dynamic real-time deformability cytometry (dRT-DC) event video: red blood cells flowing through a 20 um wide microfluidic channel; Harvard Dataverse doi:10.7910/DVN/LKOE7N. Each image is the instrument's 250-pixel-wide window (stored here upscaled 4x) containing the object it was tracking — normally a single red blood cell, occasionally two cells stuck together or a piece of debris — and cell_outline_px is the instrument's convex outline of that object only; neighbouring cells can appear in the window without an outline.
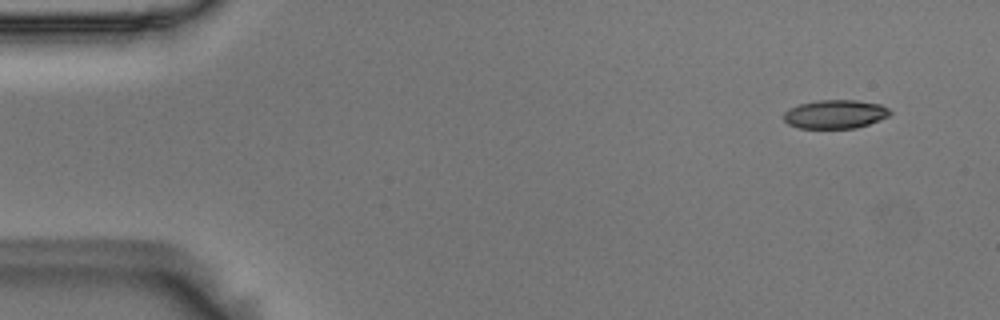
{"species": "Egyptian fruit bat (a non-hibernating species)", "species_latin": "Rousettus aegyptiacus", "temperature_condition": "room temperature", "stored_images_in_passage": 51, "camera_frame_rate_fps": 3000, "um_per_image_px": 0.085, "animal": {"sex": "male"}, "frame": {"image": 1, "passage_image": 1, "time_ms": 0.0, "image_size_px": [1000, 320], "cell_outline_px": [[892, 112], [888, 116], [868, 124], [856, 128], [800, 128], [788, 124], [784, 120], [784, 112], [788, 108], [800, 104], [816, 100], [856, 100], [880, 104], [888, 108]], "centroid_in_image_um": [70.97, 9.7], "position_along_channel_um": 14.0, "area_um2": 17.74}}
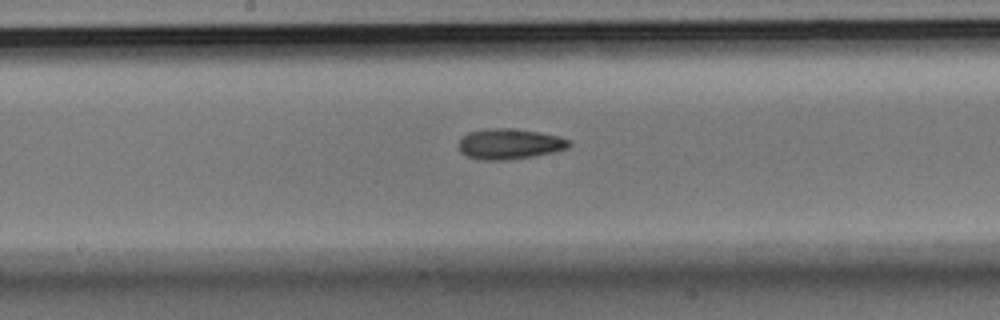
{"frame": {"image": 2, "passage_image": 25, "time_ms": 8.0, "image_size_px": [1000, 320], "cell_outline_px": [[572, 144], [568, 148], [552, 152], [532, 156], [508, 160], [484, 160], [468, 156], [460, 152], [460, 140], [468, 132], [492, 128], [512, 128], [540, 132], [560, 136], [572, 140]], "centroid_in_image_um": [43.37, 12.23], "position_along_channel_um": 204.8, "area_um2": 19.59}}
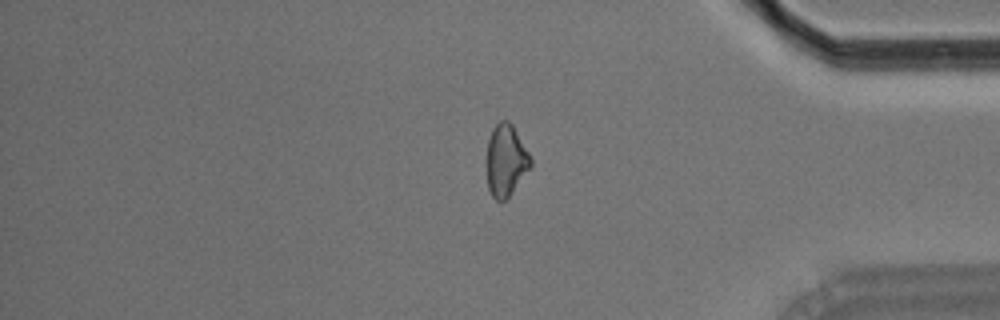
{"frame": {"image": 3, "passage_image": 42, "time_ms": 13.667, "image_size_px": [1000, 320], "cell_outline_px": [[532, 168], [508, 196], [504, 200], [496, 200], [492, 196], [488, 188], [488, 140], [492, 128], [500, 120], [508, 120], [512, 124], [528, 152], [532, 160]], "centroid_in_image_um": [43.03, 13.62], "position_along_channel_um": 392.2, "area_um2": 18.15}, "authors_computed_cell_mechanics": {"area_um2": 18.7272, "velocity_mm_per_s": 3.7242, "shape_relaxation_time_tau1_ms": 5.0684, "shape_relaxation_time_tau2_ms": 4.6242, "deformation_change_tau1": 0.1345, "deformation_change_tau2": 0.1237}}